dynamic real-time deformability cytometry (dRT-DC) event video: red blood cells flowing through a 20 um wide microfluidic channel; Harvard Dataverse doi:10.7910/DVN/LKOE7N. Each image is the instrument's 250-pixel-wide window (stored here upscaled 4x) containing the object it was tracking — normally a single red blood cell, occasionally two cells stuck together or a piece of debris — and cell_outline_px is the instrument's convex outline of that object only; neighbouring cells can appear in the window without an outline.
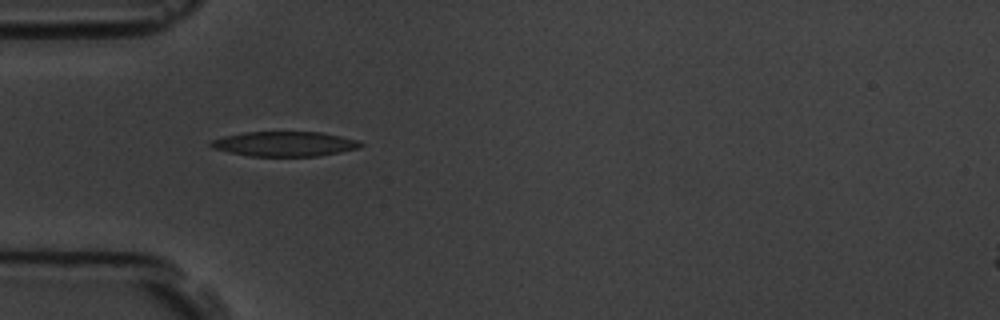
{"species": "common noctule bat (a hibernating species)", "species_latin": "Nyctalus noctula", "temperature_condition": "room temperature", "stored_images_in_passage": 4, "camera_frame_rate_fps": 3000, "um_per_image_px": 0.085, "animal": {"sex": "male", "body_mass_g": 19.5, "forearm_length_mm": 54.6}, "frame": {"image": 1, "passage_image": 3, "time_ms": 3.333, "image_size_px": [1000, 320], "cell_outline_px": [[364, 144], [356, 148], [340, 152], [320, 156], [248, 156], [228, 152], [212, 148], [208, 144], [212, 140], [224, 136], [244, 132], [320, 132], [360, 140]], "centroid_in_image_um": [24.17, 12.23], "position_along_channel_um": 60.8, "area_um2": 21.68}}
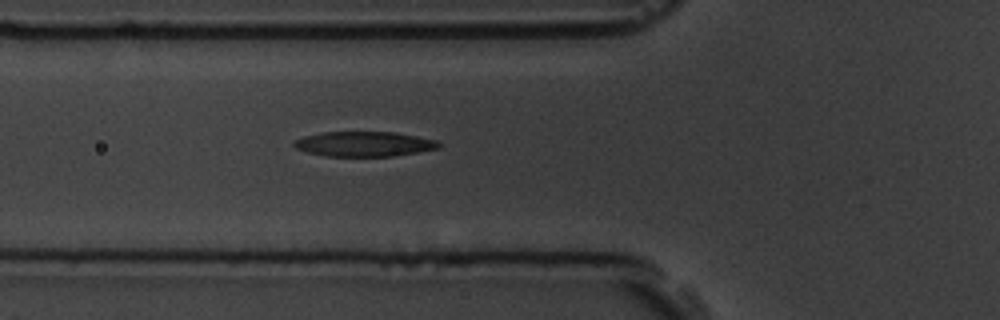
{"frame": {"image": 2, "passage_image": 4, "time_ms": 4.333, "image_size_px": [1000, 320], "cell_outline_px": [[440, 148], [392, 156], [324, 156], [308, 152], [296, 148], [292, 144], [296, 140], [304, 136], [320, 132], [392, 132], [416, 136], [436, 140], [440, 144]], "centroid_in_image_um": [30.93, 12.24], "position_along_channel_um": 94.9, "area_um2": 20.87}}